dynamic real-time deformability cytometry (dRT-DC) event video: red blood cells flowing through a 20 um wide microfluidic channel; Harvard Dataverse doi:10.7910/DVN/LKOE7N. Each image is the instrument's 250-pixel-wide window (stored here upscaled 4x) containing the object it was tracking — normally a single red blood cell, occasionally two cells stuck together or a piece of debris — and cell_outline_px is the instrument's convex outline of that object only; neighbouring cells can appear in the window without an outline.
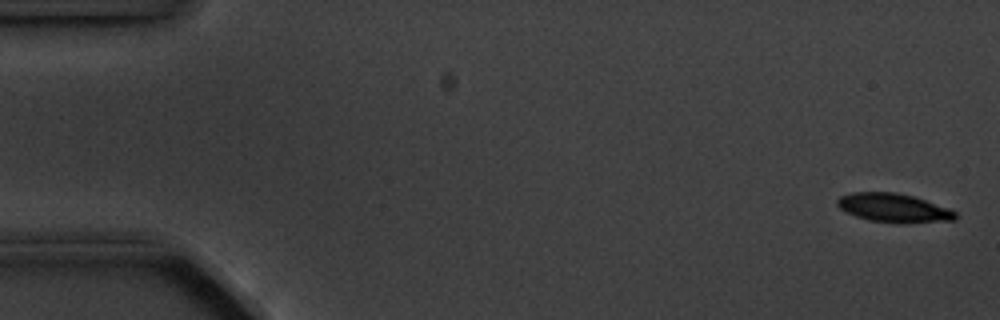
{"species": "common noctule bat (a hibernating species)", "species_latin": "Nyctalus noctula", "temperature_condition": "cold", "stored_images_in_passage": 5, "camera_frame_rate_fps": 3000, "um_per_image_px": 0.085, "animal": {"sex": "male", "body_mass_g": 20.1, "forearm_length_mm": 53.5}, "frame": {"image": 1, "passage_image": 1, "time_ms": 0.0, "image_size_px": [1000, 320], "cell_outline_px": [[956, 220], [904, 224], [900, 224], [868, 220], [856, 216], [840, 208], [836, 204], [836, 200], [840, 196], [852, 192], [896, 192], [912, 196], [948, 208], [956, 212]], "centroid_in_image_um": [75.96, 17.68], "position_along_channel_um": 9.0, "area_um2": 19.88}}
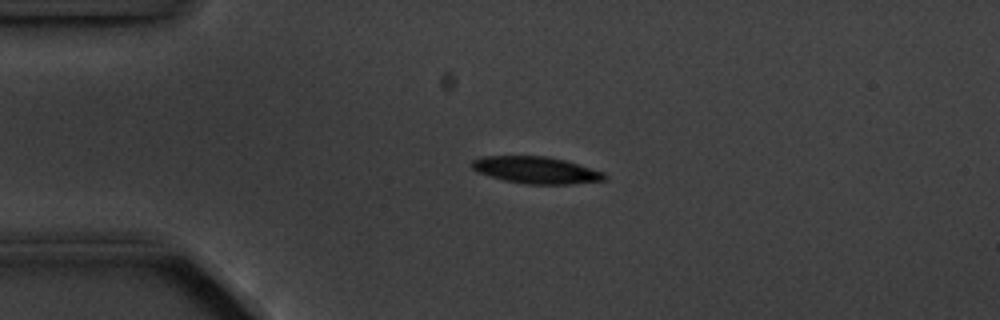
{"frame": {"image": 2, "passage_image": 4, "time_ms": 3.667, "image_size_px": [1000, 320], "cell_outline_px": [[608, 176], [604, 180], [572, 184], [528, 184], [504, 180], [480, 172], [472, 168], [472, 160], [484, 156], [544, 156], [564, 160], [604, 172]], "centroid_in_image_um": [45.6, 14.46], "position_along_channel_um": 39.4, "area_um2": 20.46}}